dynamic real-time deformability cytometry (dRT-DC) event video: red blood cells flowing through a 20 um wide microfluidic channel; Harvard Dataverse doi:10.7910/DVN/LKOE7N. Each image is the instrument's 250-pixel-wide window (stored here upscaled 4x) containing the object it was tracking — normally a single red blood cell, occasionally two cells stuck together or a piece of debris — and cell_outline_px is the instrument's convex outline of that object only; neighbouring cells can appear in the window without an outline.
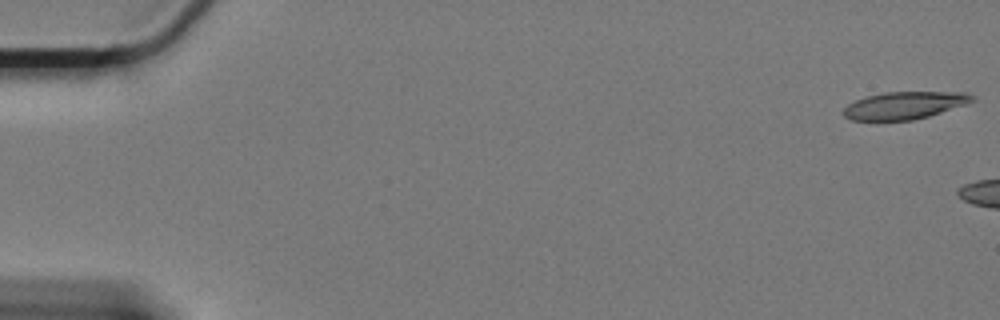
{"species": "Egyptian fruit bat (a non-hibernating species)", "species_latin": "Rousettus aegyptiacus", "temperature_condition": "cold", "stored_images_in_passage": 6, "camera_frame_rate_fps": 3000, "um_per_image_px": 0.085, "animal": {"sex": "female"}, "frame": {"image": 1, "passage_image": 1, "time_ms": 0.0, "image_size_px": [1000, 320], "cell_outline_px": [[976, 100], [928, 116], [912, 120], [852, 120], [844, 116], [844, 108], [848, 104], [856, 100], [868, 96], [884, 92], [968, 92], [976, 96]], "centroid_in_image_um": [76.91, 8.94], "position_along_channel_um": 8.1, "area_um2": 20.35}}